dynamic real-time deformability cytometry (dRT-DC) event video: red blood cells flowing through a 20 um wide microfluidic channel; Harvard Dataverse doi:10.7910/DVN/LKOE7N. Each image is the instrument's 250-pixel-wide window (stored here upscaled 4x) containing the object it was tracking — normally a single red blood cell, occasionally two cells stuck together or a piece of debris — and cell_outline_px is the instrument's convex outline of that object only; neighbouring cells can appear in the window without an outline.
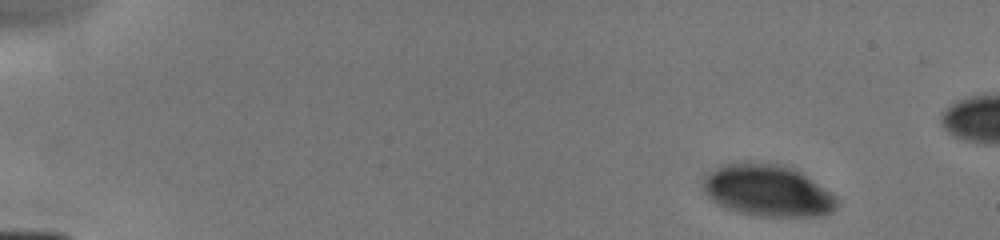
{"species": "human", "species_latin": "Homo sapiens", "temperature_condition": "cold", "stored_images_in_passage": 9, "camera_frame_rate_fps": 3000, "um_per_image_px": 0.085, "donor": {"sex": "male"}, "frame": {"image": 1, "passage_image": 1, "time_ms": 0.0, "image_size_px": [1000, 240], "cell_outline_px": [[836, 208], [832, 212], [824, 216], [760, 216], [740, 212], [728, 208], [712, 200], [704, 192], [704, 176], [708, 172], [720, 164], [744, 160], [780, 164], [792, 168], [800, 172], [836, 196]], "centroid_in_image_um": [65.22, 16.17], "position_along_channel_um": 19.8, "area_um2": 40.46}}
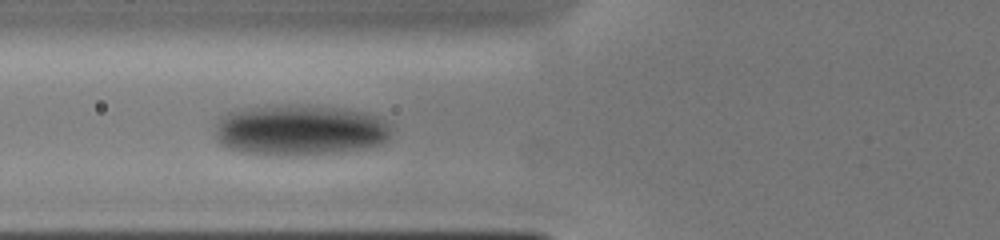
{"frame": {"image": 2, "passage_image": 7, "time_ms": 5.0, "image_size_px": [1000, 240], "cell_outline_px": [[392, 132], [388, 140], [380, 144], [364, 148], [340, 152], [300, 156], [284, 156], [244, 152], [228, 148], [220, 144], [216, 140], [216, 124], [220, 116], [228, 112], [264, 104], [288, 104], [344, 108], [364, 112], [380, 116], [392, 128]], "centroid_in_image_um": [25.49, 11.05], "position_along_channel_um": 100.3, "area_um2": 53.23}}
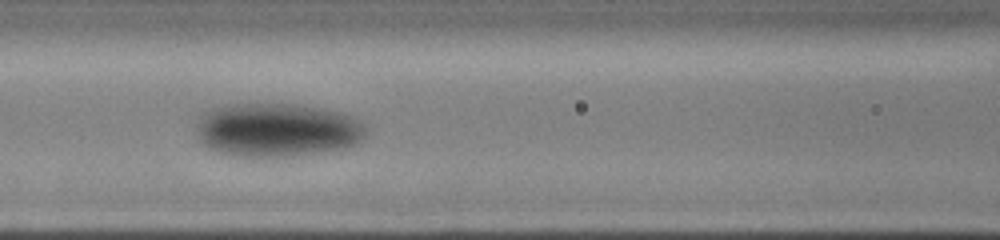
{"frame": {"image": 3, "passage_image": 8, "time_ms": 6.0, "image_size_px": [1000, 240], "cell_outline_px": [[368, 128], [360, 144], [344, 148], [324, 152], [284, 156], [240, 156], [220, 152], [204, 144], [200, 140], [196, 128], [196, 124], [200, 116], [204, 112], [212, 108], [228, 104], [296, 104], [340, 112], [352, 116], [360, 120]], "centroid_in_image_um": [23.59, 11.03], "position_along_channel_um": 143.0, "area_um2": 53.18}}